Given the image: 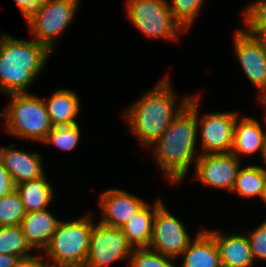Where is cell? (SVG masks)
Returning a JSON list of instances; mask_svg holds the SVG:
<instances>
[{"instance_id": "cell-22", "label": "cell", "mask_w": 266, "mask_h": 267, "mask_svg": "<svg viewBox=\"0 0 266 267\" xmlns=\"http://www.w3.org/2000/svg\"><path fill=\"white\" fill-rule=\"evenodd\" d=\"M265 183L266 173L258 165H248L239 169L232 191H236L243 198L256 196L261 198Z\"/></svg>"}, {"instance_id": "cell-4", "label": "cell", "mask_w": 266, "mask_h": 267, "mask_svg": "<svg viewBox=\"0 0 266 267\" xmlns=\"http://www.w3.org/2000/svg\"><path fill=\"white\" fill-rule=\"evenodd\" d=\"M5 112V131L19 138L42 143L53 128L43 98L32 93H12Z\"/></svg>"}, {"instance_id": "cell-14", "label": "cell", "mask_w": 266, "mask_h": 267, "mask_svg": "<svg viewBox=\"0 0 266 267\" xmlns=\"http://www.w3.org/2000/svg\"><path fill=\"white\" fill-rule=\"evenodd\" d=\"M205 230L214 238L222 267H253L255 260L247 235L234 233L224 235L219 230Z\"/></svg>"}, {"instance_id": "cell-20", "label": "cell", "mask_w": 266, "mask_h": 267, "mask_svg": "<svg viewBox=\"0 0 266 267\" xmlns=\"http://www.w3.org/2000/svg\"><path fill=\"white\" fill-rule=\"evenodd\" d=\"M47 113L53 127L77 124L76 117L80 112V99L76 92L59 89L45 100Z\"/></svg>"}, {"instance_id": "cell-23", "label": "cell", "mask_w": 266, "mask_h": 267, "mask_svg": "<svg viewBox=\"0 0 266 267\" xmlns=\"http://www.w3.org/2000/svg\"><path fill=\"white\" fill-rule=\"evenodd\" d=\"M31 250L20 225L0 226V254L15 255L20 259L31 256Z\"/></svg>"}, {"instance_id": "cell-1", "label": "cell", "mask_w": 266, "mask_h": 267, "mask_svg": "<svg viewBox=\"0 0 266 267\" xmlns=\"http://www.w3.org/2000/svg\"><path fill=\"white\" fill-rule=\"evenodd\" d=\"M198 132L196 95H191L188 104L151 145L155 161L169 182L185 179L191 163L199 157L195 150Z\"/></svg>"}, {"instance_id": "cell-13", "label": "cell", "mask_w": 266, "mask_h": 267, "mask_svg": "<svg viewBox=\"0 0 266 267\" xmlns=\"http://www.w3.org/2000/svg\"><path fill=\"white\" fill-rule=\"evenodd\" d=\"M100 195L102 218L99 223L114 228L121 229L146 204L137 195L117 188L103 191Z\"/></svg>"}, {"instance_id": "cell-34", "label": "cell", "mask_w": 266, "mask_h": 267, "mask_svg": "<svg viewBox=\"0 0 266 267\" xmlns=\"http://www.w3.org/2000/svg\"><path fill=\"white\" fill-rule=\"evenodd\" d=\"M256 36L261 41L266 54V31L259 32Z\"/></svg>"}, {"instance_id": "cell-16", "label": "cell", "mask_w": 266, "mask_h": 267, "mask_svg": "<svg viewBox=\"0 0 266 267\" xmlns=\"http://www.w3.org/2000/svg\"><path fill=\"white\" fill-rule=\"evenodd\" d=\"M60 220L47 209L27 212L21 221L22 232L32 250L44 249L48 246Z\"/></svg>"}, {"instance_id": "cell-19", "label": "cell", "mask_w": 266, "mask_h": 267, "mask_svg": "<svg viewBox=\"0 0 266 267\" xmlns=\"http://www.w3.org/2000/svg\"><path fill=\"white\" fill-rule=\"evenodd\" d=\"M163 203L158 200L152 205L146 203L130 220L121 228L128 244L133 249L148 248L152 237L153 219L157 208ZM152 207V208H151Z\"/></svg>"}, {"instance_id": "cell-25", "label": "cell", "mask_w": 266, "mask_h": 267, "mask_svg": "<svg viewBox=\"0 0 266 267\" xmlns=\"http://www.w3.org/2000/svg\"><path fill=\"white\" fill-rule=\"evenodd\" d=\"M80 128L78 124L53 127L42 143H51L62 149L70 151L75 149L80 140Z\"/></svg>"}, {"instance_id": "cell-8", "label": "cell", "mask_w": 266, "mask_h": 267, "mask_svg": "<svg viewBox=\"0 0 266 267\" xmlns=\"http://www.w3.org/2000/svg\"><path fill=\"white\" fill-rule=\"evenodd\" d=\"M201 95H196V117L200 129L201 154L231 153L233 147L234 125L237 112H216L199 117Z\"/></svg>"}, {"instance_id": "cell-5", "label": "cell", "mask_w": 266, "mask_h": 267, "mask_svg": "<svg viewBox=\"0 0 266 267\" xmlns=\"http://www.w3.org/2000/svg\"><path fill=\"white\" fill-rule=\"evenodd\" d=\"M92 214L77 220L60 221L44 254L47 267L83 265L87 261L90 235L94 222ZM52 260V261H51Z\"/></svg>"}, {"instance_id": "cell-28", "label": "cell", "mask_w": 266, "mask_h": 267, "mask_svg": "<svg viewBox=\"0 0 266 267\" xmlns=\"http://www.w3.org/2000/svg\"><path fill=\"white\" fill-rule=\"evenodd\" d=\"M244 29L251 35L266 31V0H257L243 9Z\"/></svg>"}, {"instance_id": "cell-33", "label": "cell", "mask_w": 266, "mask_h": 267, "mask_svg": "<svg viewBox=\"0 0 266 267\" xmlns=\"http://www.w3.org/2000/svg\"><path fill=\"white\" fill-rule=\"evenodd\" d=\"M18 259L15 255L0 254V267H12Z\"/></svg>"}, {"instance_id": "cell-17", "label": "cell", "mask_w": 266, "mask_h": 267, "mask_svg": "<svg viewBox=\"0 0 266 267\" xmlns=\"http://www.w3.org/2000/svg\"><path fill=\"white\" fill-rule=\"evenodd\" d=\"M237 117L234 125L233 153L238 155H252L263 151L266 143V131L262 130L260 123L251 117Z\"/></svg>"}, {"instance_id": "cell-18", "label": "cell", "mask_w": 266, "mask_h": 267, "mask_svg": "<svg viewBox=\"0 0 266 267\" xmlns=\"http://www.w3.org/2000/svg\"><path fill=\"white\" fill-rule=\"evenodd\" d=\"M197 233L181 255V267H222L214 238L205 229Z\"/></svg>"}, {"instance_id": "cell-37", "label": "cell", "mask_w": 266, "mask_h": 267, "mask_svg": "<svg viewBox=\"0 0 266 267\" xmlns=\"http://www.w3.org/2000/svg\"><path fill=\"white\" fill-rule=\"evenodd\" d=\"M261 199L264 200V202L266 203V183H265V188L263 190V194L261 196Z\"/></svg>"}, {"instance_id": "cell-15", "label": "cell", "mask_w": 266, "mask_h": 267, "mask_svg": "<svg viewBox=\"0 0 266 267\" xmlns=\"http://www.w3.org/2000/svg\"><path fill=\"white\" fill-rule=\"evenodd\" d=\"M11 146L3 147L1 160L12 177L15 185L27 180L38 179L45 175L42 167V157L38 153L21 151Z\"/></svg>"}, {"instance_id": "cell-29", "label": "cell", "mask_w": 266, "mask_h": 267, "mask_svg": "<svg viewBox=\"0 0 266 267\" xmlns=\"http://www.w3.org/2000/svg\"><path fill=\"white\" fill-rule=\"evenodd\" d=\"M249 234L247 238L255 262L259 259L266 261V220Z\"/></svg>"}, {"instance_id": "cell-27", "label": "cell", "mask_w": 266, "mask_h": 267, "mask_svg": "<svg viewBox=\"0 0 266 267\" xmlns=\"http://www.w3.org/2000/svg\"><path fill=\"white\" fill-rule=\"evenodd\" d=\"M172 257L158 253L150 248L133 249L129 264L130 267H177Z\"/></svg>"}, {"instance_id": "cell-35", "label": "cell", "mask_w": 266, "mask_h": 267, "mask_svg": "<svg viewBox=\"0 0 266 267\" xmlns=\"http://www.w3.org/2000/svg\"><path fill=\"white\" fill-rule=\"evenodd\" d=\"M261 100V102L263 103L262 105L264 106V108L266 109V91L259 93V98ZM266 113V110H265ZM265 124H266V114H265Z\"/></svg>"}, {"instance_id": "cell-21", "label": "cell", "mask_w": 266, "mask_h": 267, "mask_svg": "<svg viewBox=\"0 0 266 267\" xmlns=\"http://www.w3.org/2000/svg\"><path fill=\"white\" fill-rule=\"evenodd\" d=\"M24 209L27 212L47 209L54 198V189L47 181L46 175L27 180L15 186Z\"/></svg>"}, {"instance_id": "cell-26", "label": "cell", "mask_w": 266, "mask_h": 267, "mask_svg": "<svg viewBox=\"0 0 266 267\" xmlns=\"http://www.w3.org/2000/svg\"><path fill=\"white\" fill-rule=\"evenodd\" d=\"M205 0H172L168 3L174 19L183 27L185 32L192 27L195 17L199 14Z\"/></svg>"}, {"instance_id": "cell-38", "label": "cell", "mask_w": 266, "mask_h": 267, "mask_svg": "<svg viewBox=\"0 0 266 267\" xmlns=\"http://www.w3.org/2000/svg\"><path fill=\"white\" fill-rule=\"evenodd\" d=\"M59 267H87V266L83 264V265H64V266H59Z\"/></svg>"}, {"instance_id": "cell-3", "label": "cell", "mask_w": 266, "mask_h": 267, "mask_svg": "<svg viewBox=\"0 0 266 267\" xmlns=\"http://www.w3.org/2000/svg\"><path fill=\"white\" fill-rule=\"evenodd\" d=\"M20 40L8 34L0 39V92L28 93L30 86L46 67L51 51L35 39Z\"/></svg>"}, {"instance_id": "cell-36", "label": "cell", "mask_w": 266, "mask_h": 267, "mask_svg": "<svg viewBox=\"0 0 266 267\" xmlns=\"http://www.w3.org/2000/svg\"><path fill=\"white\" fill-rule=\"evenodd\" d=\"M261 157H262V159H263V162H264V164H265V166H266V143H265V147H264V149H263V151L261 152ZM259 167H260V169L263 171V172H265L266 173V167H262V166H260L259 165Z\"/></svg>"}, {"instance_id": "cell-30", "label": "cell", "mask_w": 266, "mask_h": 267, "mask_svg": "<svg viewBox=\"0 0 266 267\" xmlns=\"http://www.w3.org/2000/svg\"><path fill=\"white\" fill-rule=\"evenodd\" d=\"M15 186L12 177L0 159V199L12 193L15 190Z\"/></svg>"}, {"instance_id": "cell-31", "label": "cell", "mask_w": 266, "mask_h": 267, "mask_svg": "<svg viewBox=\"0 0 266 267\" xmlns=\"http://www.w3.org/2000/svg\"><path fill=\"white\" fill-rule=\"evenodd\" d=\"M45 0H14L16 6L27 20Z\"/></svg>"}, {"instance_id": "cell-7", "label": "cell", "mask_w": 266, "mask_h": 267, "mask_svg": "<svg viewBox=\"0 0 266 267\" xmlns=\"http://www.w3.org/2000/svg\"><path fill=\"white\" fill-rule=\"evenodd\" d=\"M79 0H45L26 20L33 39L51 52L61 33L71 25Z\"/></svg>"}, {"instance_id": "cell-39", "label": "cell", "mask_w": 266, "mask_h": 267, "mask_svg": "<svg viewBox=\"0 0 266 267\" xmlns=\"http://www.w3.org/2000/svg\"><path fill=\"white\" fill-rule=\"evenodd\" d=\"M2 149L3 147H0V159H1Z\"/></svg>"}, {"instance_id": "cell-12", "label": "cell", "mask_w": 266, "mask_h": 267, "mask_svg": "<svg viewBox=\"0 0 266 267\" xmlns=\"http://www.w3.org/2000/svg\"><path fill=\"white\" fill-rule=\"evenodd\" d=\"M234 33V53L247 79L259 93L266 91V54L261 41L242 29Z\"/></svg>"}, {"instance_id": "cell-2", "label": "cell", "mask_w": 266, "mask_h": 267, "mask_svg": "<svg viewBox=\"0 0 266 267\" xmlns=\"http://www.w3.org/2000/svg\"><path fill=\"white\" fill-rule=\"evenodd\" d=\"M167 77L158 81L155 87L150 89L151 91L143 94L124 112L125 121L143 148L151 147L163 135L191 98L190 95L184 97L182 101H179V106L178 96L173 92L171 82Z\"/></svg>"}, {"instance_id": "cell-32", "label": "cell", "mask_w": 266, "mask_h": 267, "mask_svg": "<svg viewBox=\"0 0 266 267\" xmlns=\"http://www.w3.org/2000/svg\"><path fill=\"white\" fill-rule=\"evenodd\" d=\"M12 267H47V265L42 255H31L18 259Z\"/></svg>"}, {"instance_id": "cell-24", "label": "cell", "mask_w": 266, "mask_h": 267, "mask_svg": "<svg viewBox=\"0 0 266 267\" xmlns=\"http://www.w3.org/2000/svg\"><path fill=\"white\" fill-rule=\"evenodd\" d=\"M25 215L26 211L16 190L0 199V226H18Z\"/></svg>"}, {"instance_id": "cell-6", "label": "cell", "mask_w": 266, "mask_h": 267, "mask_svg": "<svg viewBox=\"0 0 266 267\" xmlns=\"http://www.w3.org/2000/svg\"><path fill=\"white\" fill-rule=\"evenodd\" d=\"M126 13L131 23L149 38L176 41L185 31L174 19L167 0H127Z\"/></svg>"}, {"instance_id": "cell-10", "label": "cell", "mask_w": 266, "mask_h": 267, "mask_svg": "<svg viewBox=\"0 0 266 267\" xmlns=\"http://www.w3.org/2000/svg\"><path fill=\"white\" fill-rule=\"evenodd\" d=\"M183 223L171 214L164 203L156 210L148 248L163 255L179 258L192 241Z\"/></svg>"}, {"instance_id": "cell-11", "label": "cell", "mask_w": 266, "mask_h": 267, "mask_svg": "<svg viewBox=\"0 0 266 267\" xmlns=\"http://www.w3.org/2000/svg\"><path fill=\"white\" fill-rule=\"evenodd\" d=\"M233 153L201 154L195 161L194 176L208 187L232 192L240 169Z\"/></svg>"}, {"instance_id": "cell-9", "label": "cell", "mask_w": 266, "mask_h": 267, "mask_svg": "<svg viewBox=\"0 0 266 267\" xmlns=\"http://www.w3.org/2000/svg\"><path fill=\"white\" fill-rule=\"evenodd\" d=\"M133 248L128 244L120 228L109 227L98 222L92 226L87 267H106L120 260H128ZM127 258V259H126Z\"/></svg>"}]
</instances>
